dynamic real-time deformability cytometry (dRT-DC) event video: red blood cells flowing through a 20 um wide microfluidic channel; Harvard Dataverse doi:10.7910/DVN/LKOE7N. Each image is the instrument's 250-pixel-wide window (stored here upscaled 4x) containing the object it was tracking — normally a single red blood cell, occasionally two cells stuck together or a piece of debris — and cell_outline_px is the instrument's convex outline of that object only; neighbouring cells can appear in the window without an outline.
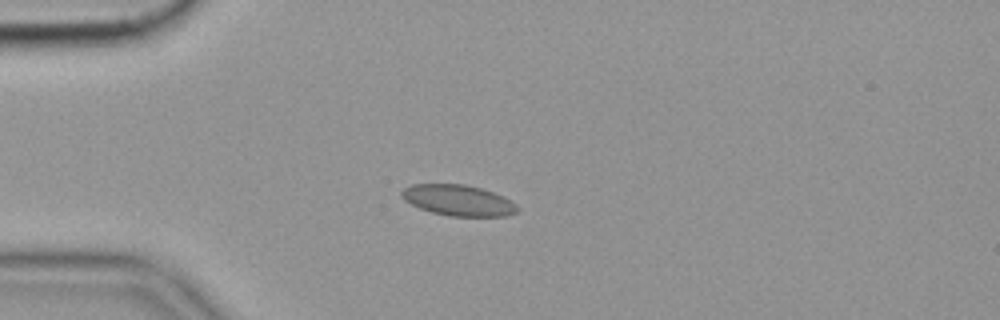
{"species": "common noctule bat (a hibernating species)", "species_latin": "Nyctalus noctula", "temperature_condition": "cold", "stored_images_in_passage": 51, "camera_frame_rate_fps": 3000, "um_per_image_px": 0.085, "animal": {"sex": "female", "body_mass_g": 19.9}, "frame": {"image": 1, "passage_image": 15, "time_ms": 4.667, "image_size_px": [1000, 320], "cell_outline_px": [[520, 208], [516, 212], [508, 216], [448, 216], [432, 212], [420, 208], [404, 200], [400, 196], [400, 192], [404, 188], [412, 184], [464, 184], [480, 188], [504, 196], [516, 204]], "centroid_in_image_um": [38.95, 17.03], "position_along_channel_um": 46.0, "area_um2": 20.87}, "authors_computed_cell_mechanics": {"area_um2": 20.4034, "velocity_mm_per_s": 3.5102, "shape_relaxation_time_tau1_ms": null, "shape_relaxation_time_tau2_ms": 1.1017, "deformation_change_tau1": null, "deformation_change_tau2": 0.068}}